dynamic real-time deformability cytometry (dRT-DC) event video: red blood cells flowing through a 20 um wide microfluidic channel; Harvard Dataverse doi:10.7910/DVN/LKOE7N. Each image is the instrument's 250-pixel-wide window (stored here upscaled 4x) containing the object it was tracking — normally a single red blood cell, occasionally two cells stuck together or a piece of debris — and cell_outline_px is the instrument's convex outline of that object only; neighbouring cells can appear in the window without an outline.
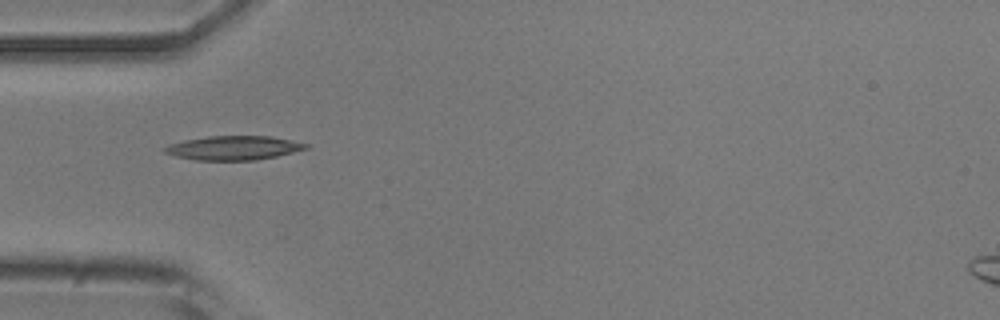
{"species": "common noctule bat (a hibernating species)", "species_latin": "Nyctalus noctula", "temperature_condition": "room temperature", "stored_images_in_passage": 7, "camera_frame_rate_fps": 3000, "um_per_image_px": 0.085, "animal": {"sex": "male", "body_mass_g": 20.5, "forearm_length_mm": 52.5}, "frame": {"image": 1, "passage_image": 4, "time_ms": 1.0, "image_size_px": [1000, 320], "cell_outline_px": [[312, 144], [308, 148], [276, 156], [256, 160], [196, 160], [176, 156], [164, 152], [160, 148], [168, 144], [184, 140], [208, 136], [272, 136]], "centroid_in_image_um": [19.85, 12.56], "position_along_channel_um": 65.2, "area_um2": 19.94}}
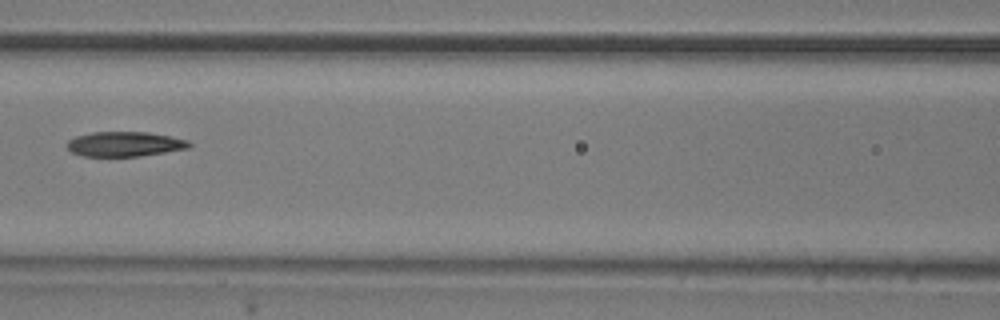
{"frame": {"image": 2, "passage_image": 6, "time_ms": 1.667, "image_size_px": [1000, 320], "cell_outline_px": [[192, 144], [188, 148], [140, 156], [80, 156], [72, 152], [64, 144], [68, 140], [76, 136], [92, 132], [148, 132], [188, 140]], "centroid_in_image_um": [10.55, 12.24], "position_along_channel_um": 156.0, "area_um2": 17.63}}
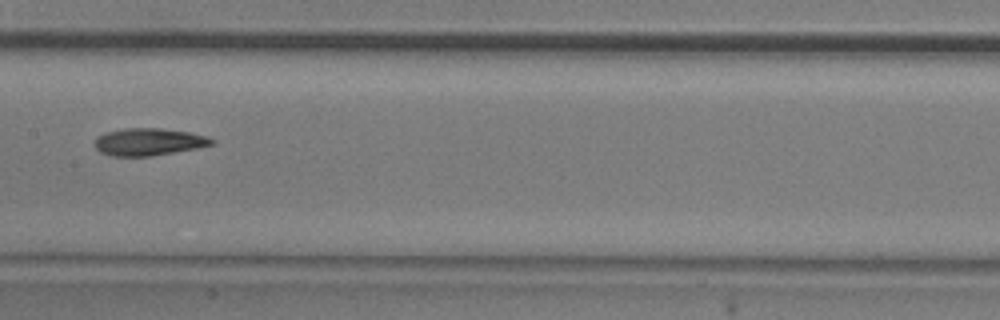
{"frame": {"image": 3, "passage_image": 7, "time_ms": 2.0, "image_size_px": [1000, 320], "cell_outline_px": [[216, 144], [196, 148], [152, 156], [112, 156], [100, 152], [96, 148], [96, 136], [104, 132], [124, 128], [160, 128], [188, 132], [208, 136], [216, 140]], "centroid_in_image_um": [12.66, 12.05], "position_along_channel_um": 194.7, "area_um2": 18.73}}